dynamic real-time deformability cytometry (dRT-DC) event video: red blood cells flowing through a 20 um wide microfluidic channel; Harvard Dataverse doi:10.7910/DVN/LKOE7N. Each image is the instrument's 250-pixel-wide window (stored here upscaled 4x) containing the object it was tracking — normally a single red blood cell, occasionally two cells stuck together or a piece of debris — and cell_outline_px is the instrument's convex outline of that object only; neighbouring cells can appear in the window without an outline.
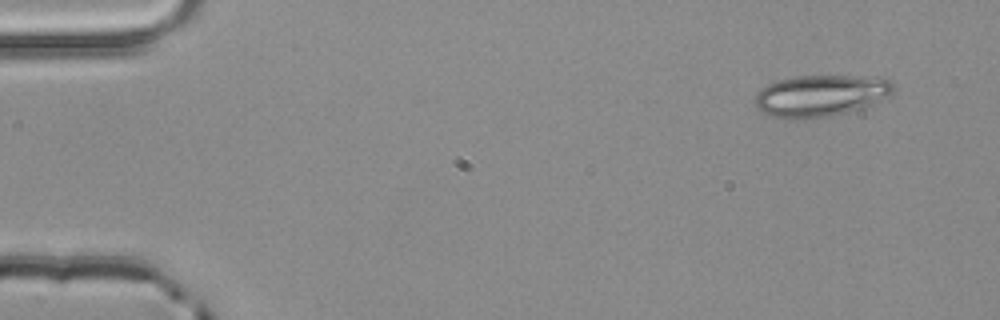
{"species": "common noctule bat (a hibernating species)", "species_latin": "Nyctalus noctula", "temperature_condition": "room temperature", "stored_images_in_passage": 5, "camera_frame_rate_fps": 3000, "um_per_image_px": 0.085, "animal": {"sex": "male", "body_mass_g": 20.4}, "frame": {"image": 1, "passage_image": 5, "time_ms": 1.333, "image_size_px": [1000, 320], "cell_outline_px": [[892, 92], [860, 108], [828, 116], [804, 120], [792, 120], [772, 116], [756, 108], [752, 104], [756, 92], [768, 84], [780, 80], [796, 76], [852, 76], [888, 80], [892, 84]], "centroid_in_image_um": [69.59, 8.15], "position_along_channel_um": 15.4, "area_um2": 32.95}}